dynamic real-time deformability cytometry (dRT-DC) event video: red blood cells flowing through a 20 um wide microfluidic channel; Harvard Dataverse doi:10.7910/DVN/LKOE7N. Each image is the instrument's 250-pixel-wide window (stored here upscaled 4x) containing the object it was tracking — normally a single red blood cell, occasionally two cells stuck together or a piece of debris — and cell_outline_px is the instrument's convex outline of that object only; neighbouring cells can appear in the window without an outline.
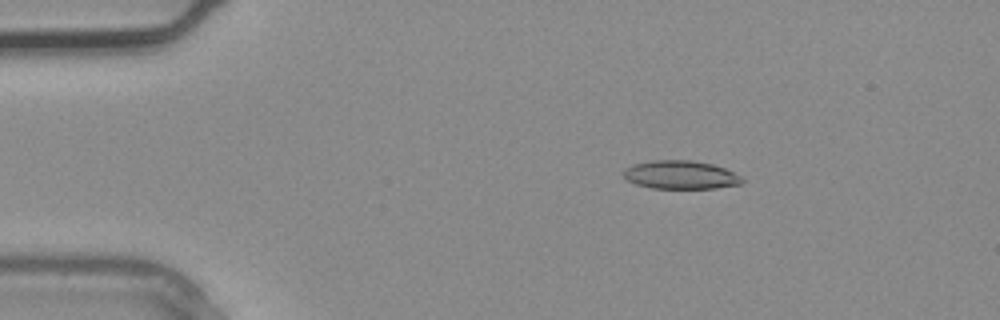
{"species": "common noctule bat (a hibernating species)", "species_latin": "Nyctalus noctula", "temperature_condition": "warm", "stored_images_in_passage": 1, "camera_frame_rate_fps": 3000, "um_per_image_px": 0.085, "animal": {"sex": "male", "body_mass_g": 20.4}, "frame": {"image": 1, "passage_image": 1, "time_ms": 0.0, "image_size_px": [1000, 320], "cell_outline_px": [[744, 180], [740, 184], [716, 188], [652, 188], [636, 184], [628, 180], [624, 176], [624, 168], [632, 164], [652, 160], [692, 160], [712, 164], [724, 168], [740, 176]], "centroid_in_image_um": [57.83, 14.85], "position_along_channel_um": 27.2, "area_um2": 19.54}}